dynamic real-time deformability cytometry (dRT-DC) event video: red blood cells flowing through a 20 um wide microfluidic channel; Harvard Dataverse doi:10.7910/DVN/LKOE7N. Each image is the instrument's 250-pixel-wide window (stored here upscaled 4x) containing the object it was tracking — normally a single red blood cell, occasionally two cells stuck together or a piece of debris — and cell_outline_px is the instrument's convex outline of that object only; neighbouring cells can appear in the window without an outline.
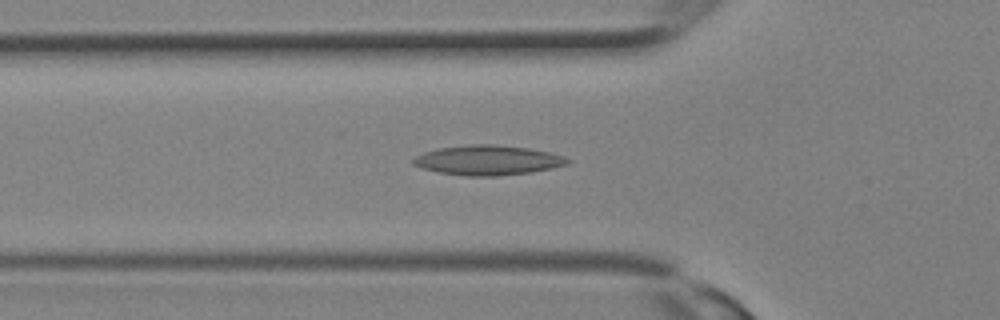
{"species": "Egyptian fruit bat (a non-hibernating species)", "species_latin": "Rousettus aegyptiacus", "temperature_condition": "room temperature", "stored_images_in_passage": 11, "camera_frame_rate_fps": 3000, "um_per_image_px": 0.085, "animal": {"sex": "female"}, "frame": {"image": 1, "passage_image": 5, "time_ms": 1.333, "image_size_px": [1000, 320], "cell_outline_px": [[572, 160], [568, 164], [552, 168], [532, 172], [496, 176], [468, 176], [440, 172], [424, 168], [412, 164], [412, 160], [416, 156], [424, 152], [440, 148], [472, 144], [496, 144], [528, 148], [548, 152], [564, 156]], "centroid_in_image_um": [41.5, 13.61], "position_along_channel_um": 84.3, "area_um2": 26.65}}
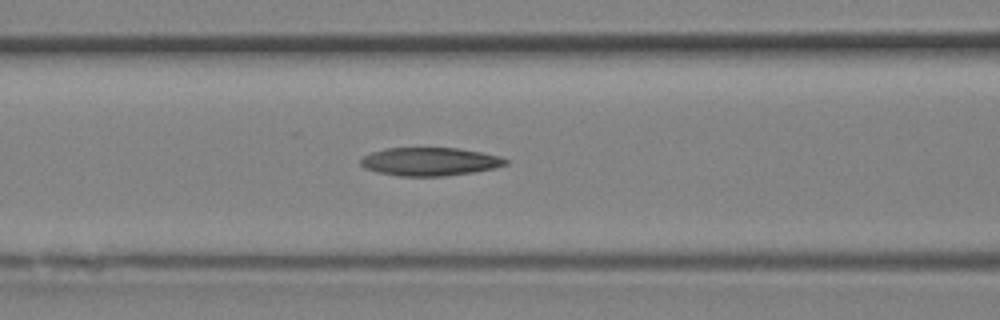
{"frame": {"image": 2, "passage_image": 7, "time_ms": 2.0, "image_size_px": [1000, 320], "cell_outline_px": [[508, 164], [496, 168], [472, 172], [444, 176], [400, 176], [376, 172], [364, 168], [360, 164], [360, 160], [364, 156], [372, 152], [388, 148], [456, 148], [480, 152], [500, 156], [508, 160]], "centroid_in_image_um": [36.54, 13.74], "position_along_channel_um": 130.1, "area_um2": 23.81}}
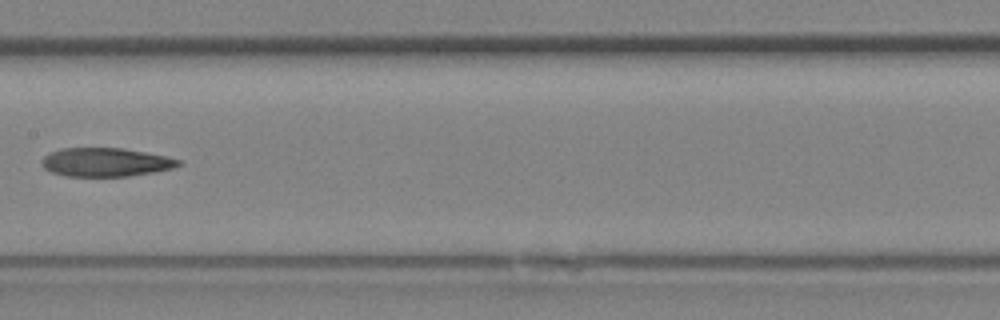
{"frame": {"image": 3, "passage_image": 10, "time_ms": 3.0, "image_size_px": [1000, 320], "cell_outline_px": [[180, 164], [172, 168], [152, 172], [128, 176], [64, 176], [52, 172], [44, 168], [40, 164], [44, 156], [60, 148], [124, 148], [164, 156], [180, 160]], "centroid_in_image_um": [8.92, 13.78], "position_along_channel_um": 198.5, "area_um2": 22.6}}